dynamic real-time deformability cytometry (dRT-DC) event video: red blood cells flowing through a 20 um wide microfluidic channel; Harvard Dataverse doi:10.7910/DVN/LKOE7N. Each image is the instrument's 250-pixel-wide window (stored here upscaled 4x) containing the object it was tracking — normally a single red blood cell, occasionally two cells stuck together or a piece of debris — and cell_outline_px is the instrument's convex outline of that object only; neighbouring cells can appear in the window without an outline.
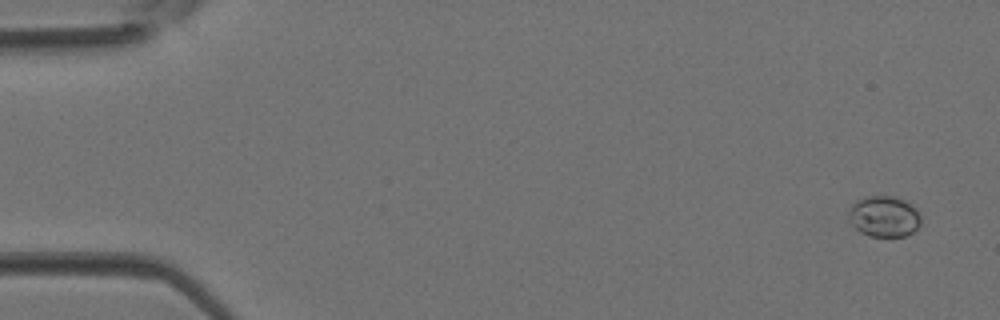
{"species": "Egyptian fruit bat (a non-hibernating species)", "species_latin": "Rousettus aegyptiacus", "temperature_condition": "room temperature", "stored_images_in_passage": 4, "camera_frame_rate_fps": 3000, "um_per_image_px": 0.085, "animal": {"sex": "female"}, "frame": {"image": 1, "passage_image": 1, "time_ms": 0.0, "image_size_px": [1000, 320], "cell_outline_px": [[920, 224], [912, 232], [904, 236], [872, 236], [860, 232], [852, 224], [848, 216], [848, 212], [852, 204], [856, 200], [864, 196], [896, 196], [904, 200], [916, 208], [920, 216]], "centroid_in_image_um": [75.13, 18.37], "position_along_channel_um": 9.9, "area_um2": 17.22}}
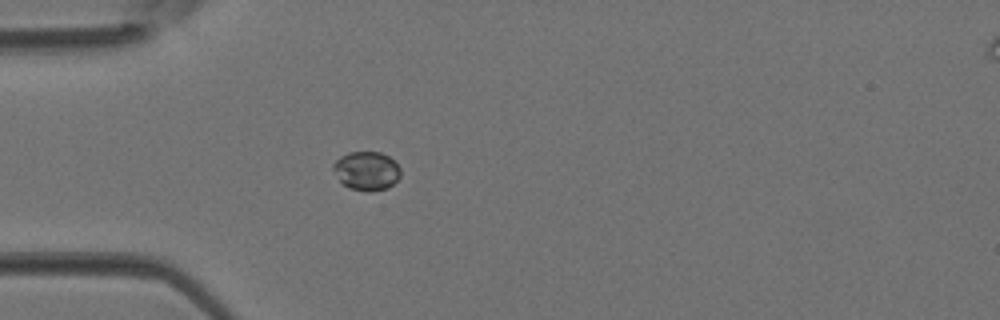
{"frame": {"image": 2, "passage_image": 4, "time_ms": 1.0, "image_size_px": [1000, 320], "cell_outline_px": [[400, 176], [388, 188], [372, 192], [368, 192], [348, 188], [340, 180], [332, 168], [332, 164], [340, 156], [348, 152], [380, 152], [388, 156], [400, 168]], "centroid_in_image_um": [31.14, 14.53], "position_along_channel_um": 53.9, "area_um2": 15.2}}